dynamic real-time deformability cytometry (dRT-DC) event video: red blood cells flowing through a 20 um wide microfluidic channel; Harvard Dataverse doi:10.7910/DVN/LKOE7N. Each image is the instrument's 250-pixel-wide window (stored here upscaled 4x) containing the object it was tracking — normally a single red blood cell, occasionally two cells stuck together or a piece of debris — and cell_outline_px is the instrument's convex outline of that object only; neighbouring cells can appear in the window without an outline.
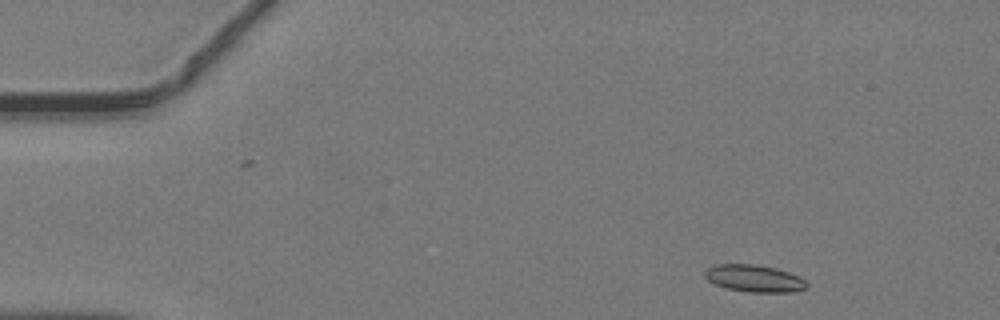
{"species": "common noctule bat (a hibernating species)", "species_latin": "Nyctalus noctula", "temperature_condition": "warm", "stored_images_in_passage": 25, "camera_frame_rate_fps": 3000, "um_per_image_px": 0.085, "animal": {"sex": "male", "body_mass_g": 19.2, "forearm_length_mm": 51.8}, "frame": {"image": 1, "passage_image": 2, "time_ms": 0.333, "image_size_px": [1000, 320], "cell_outline_px": [[808, 288], [792, 292], [748, 292], [728, 288], [716, 284], [708, 280], [704, 276], [704, 272], [708, 268], [716, 264], [752, 264], [776, 268], [800, 276], [808, 284]], "centroid_in_image_um": [64.14, 23.66], "position_along_channel_um": 20.9, "area_um2": 16.07}}
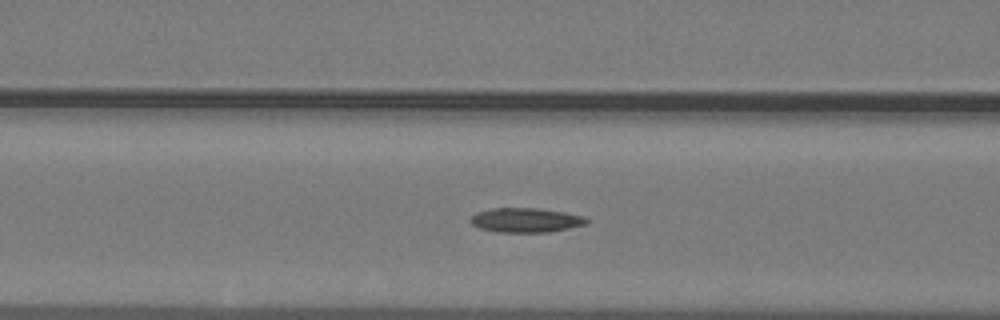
{"frame": {"image": 2, "passage_image": 15, "time_ms": 4.667, "image_size_px": [1000, 320], "cell_outline_px": [[588, 224], [548, 232], [496, 232], [480, 228], [472, 224], [468, 220], [476, 212], [492, 208], [540, 208], [564, 212], [584, 216], [588, 220]], "centroid_in_image_um": [44.68, 18.71], "position_along_channel_um": 121.9, "area_um2": 16.59}}
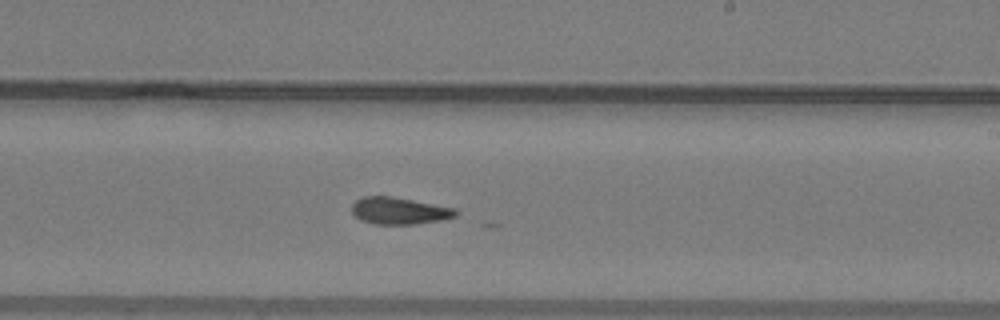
{"frame": {"image": 3, "passage_image": 24, "time_ms": 7.667, "image_size_px": [1000, 320], "cell_outline_px": [[460, 212], [456, 216], [440, 220], [412, 224], [376, 224], [360, 220], [352, 212], [352, 204], [356, 200], [364, 196], [388, 196], [412, 200], [456, 208]], "centroid_in_image_um": [33.94, 17.92], "position_along_channel_um": 255.1, "area_um2": 16.18}}